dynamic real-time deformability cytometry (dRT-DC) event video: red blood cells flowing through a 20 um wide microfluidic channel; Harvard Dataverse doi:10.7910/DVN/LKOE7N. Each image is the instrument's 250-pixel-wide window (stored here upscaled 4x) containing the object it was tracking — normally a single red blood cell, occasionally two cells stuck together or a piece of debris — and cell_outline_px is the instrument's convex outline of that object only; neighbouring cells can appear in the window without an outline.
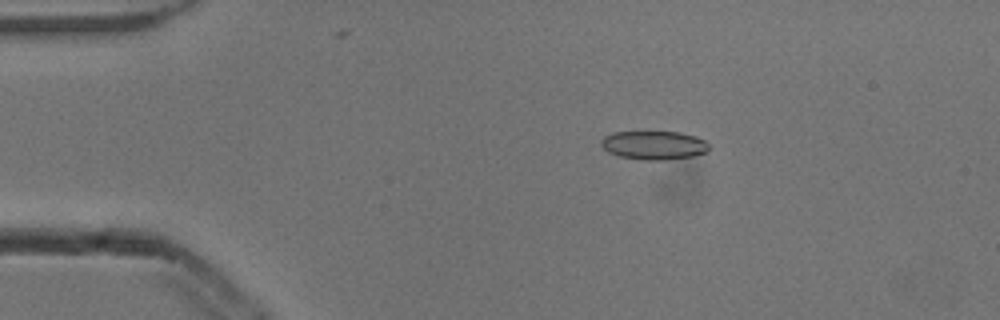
{"species": "common noctule bat (a hibernating species)", "species_latin": "Nyctalus noctula", "temperature_condition": "cold", "stored_images_in_passage": 39, "camera_frame_rate_fps": 3000, "um_per_image_px": 0.085, "animal": {"sex": "male", "body_mass_g": 13.3}, "frame": {"image": 1, "passage_image": 10, "time_ms": 3.0, "image_size_px": [1000, 320], "cell_outline_px": [[708, 152], [696, 156], [668, 160], [644, 160], [620, 156], [608, 152], [600, 144], [600, 140], [604, 136], [612, 132], [680, 132], [696, 136], [704, 140], [708, 144]], "centroid_in_image_um": [55.6, 12.35], "position_along_channel_um": 29.4, "area_um2": 18.21}}
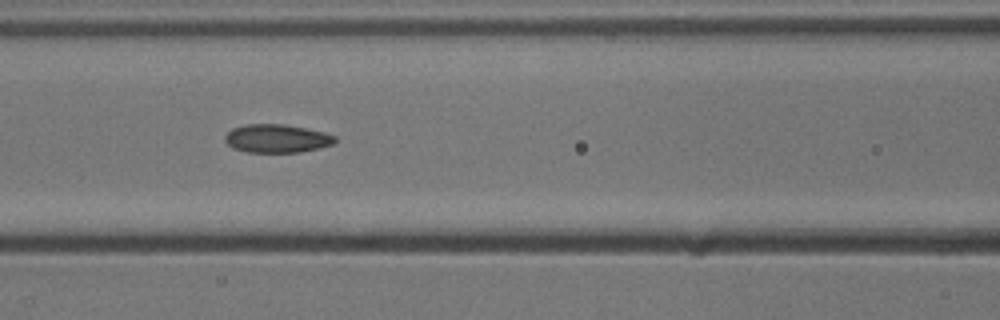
{"frame": {"image": 2, "passage_image": 23, "time_ms": 7.333, "image_size_px": [1000, 320], "cell_outline_px": [[336, 140], [332, 144], [320, 148], [300, 152], [248, 152], [232, 148], [224, 140], [224, 136], [232, 128], [248, 124], [284, 124], [324, 132], [336, 136]], "centroid_in_image_um": [23.52, 11.77], "position_along_channel_um": 143.1, "area_um2": 18.15}}
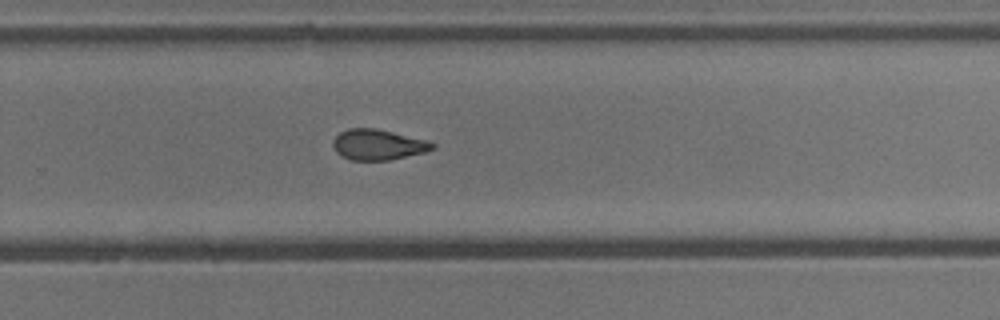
{"frame": {"image": 3, "passage_image": 35, "time_ms": 11.333, "image_size_px": [1000, 320], "cell_outline_px": [[436, 148], [424, 152], [388, 160], [352, 160], [340, 156], [336, 152], [332, 144], [332, 140], [340, 132], [348, 128], [376, 128], [428, 140], [436, 144]], "centroid_in_image_um": [32.12, 12.29], "position_along_channel_um": 297.7, "area_um2": 17.8}}